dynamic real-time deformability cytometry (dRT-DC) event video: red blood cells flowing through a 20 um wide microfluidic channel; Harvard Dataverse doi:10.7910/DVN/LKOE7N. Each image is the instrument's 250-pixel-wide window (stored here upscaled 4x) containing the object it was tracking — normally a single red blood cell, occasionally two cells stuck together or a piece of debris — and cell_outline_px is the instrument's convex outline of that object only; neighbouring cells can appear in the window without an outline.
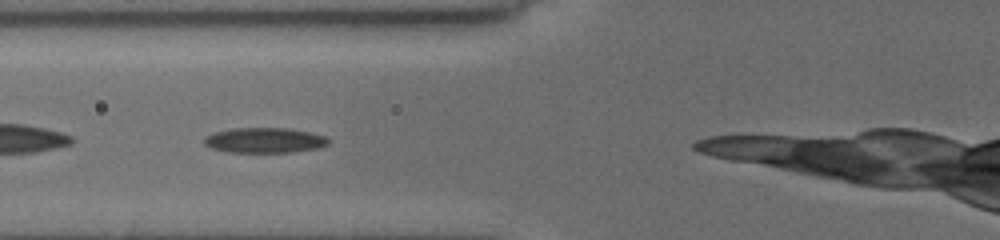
{"species": "common noctule bat (a hibernating species)", "species_latin": "Nyctalus noctula", "temperature_condition": "cold", "stored_images_in_passage": 4, "camera_frame_rate_fps": 3000, "um_per_image_px": 0.085, "animal": {"sex": "female", "body_mass_g": 19.5, "forearm_length_mm": 54.1}, "frame": {"image": 1, "passage_image": 2, "time_ms": 1.333, "image_size_px": [1000, 240], "cell_outline_px": [[332, 140], [328, 144], [316, 148], [292, 152], [228, 152], [212, 148], [204, 144], [204, 136], [212, 132], [232, 128], [292, 128], [328, 136]], "centroid_in_image_um": [22.5, 11.91], "position_along_channel_um": 103.3, "area_um2": 18.5}}